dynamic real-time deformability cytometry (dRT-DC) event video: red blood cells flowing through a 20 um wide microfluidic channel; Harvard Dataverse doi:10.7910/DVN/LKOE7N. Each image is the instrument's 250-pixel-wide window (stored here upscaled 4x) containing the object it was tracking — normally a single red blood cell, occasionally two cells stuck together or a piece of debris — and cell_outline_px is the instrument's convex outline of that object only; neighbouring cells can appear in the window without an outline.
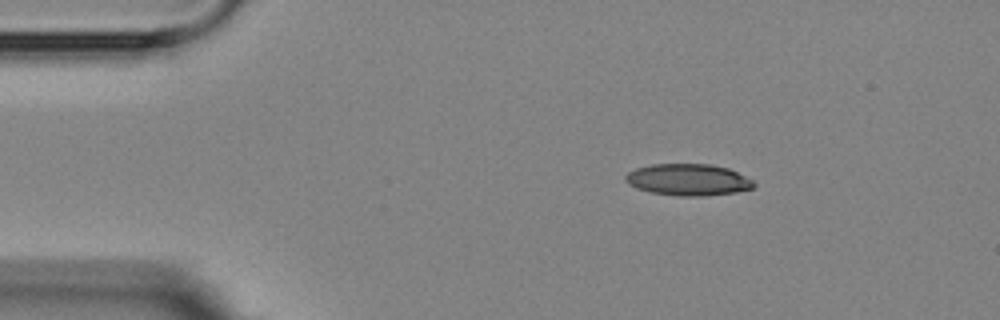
{"species": "Egyptian fruit bat (a non-hibernating species)", "species_latin": "Rousettus aegyptiacus", "temperature_condition": "room temperature", "stored_images_in_passage": 3, "camera_frame_rate_fps": 3000, "um_per_image_px": 0.085, "animal": {"sex": "female"}, "frame": {"image": 1, "passage_image": 1, "time_ms": 0.0, "image_size_px": [1000, 320], "cell_outline_px": [[756, 184], [752, 188], [736, 192], [704, 196], [680, 196], [652, 192], [636, 188], [628, 184], [624, 180], [624, 176], [628, 172], [636, 168], [652, 164], [712, 164], [728, 168], [752, 180]], "centroid_in_image_um": [58.47, 15.27], "position_along_channel_um": 26.5, "area_um2": 23.64}}
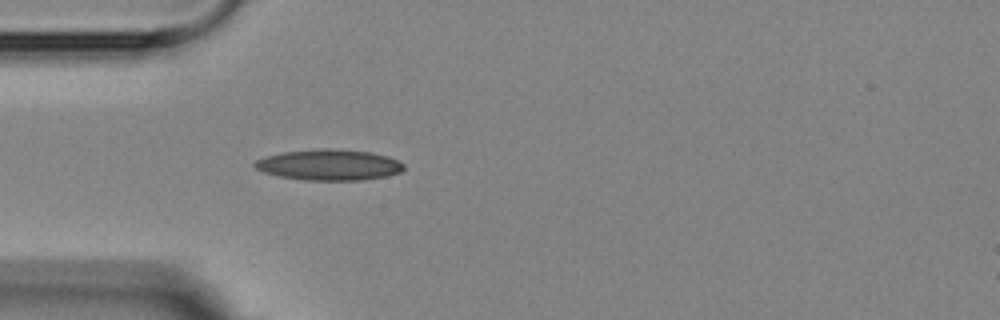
{"frame": {"image": 2, "passage_image": 3, "time_ms": 2.333, "image_size_px": [1000, 320], "cell_outline_px": [[404, 168], [400, 172], [384, 176], [364, 180], [304, 180], [280, 176], [264, 172], [256, 168], [252, 164], [256, 160], [264, 156], [284, 152], [324, 148], [332, 148], [372, 152], [388, 156], [404, 164]], "centroid_in_image_um": [27.97, 14.0], "position_along_channel_um": 57.0, "area_um2": 26.76}}